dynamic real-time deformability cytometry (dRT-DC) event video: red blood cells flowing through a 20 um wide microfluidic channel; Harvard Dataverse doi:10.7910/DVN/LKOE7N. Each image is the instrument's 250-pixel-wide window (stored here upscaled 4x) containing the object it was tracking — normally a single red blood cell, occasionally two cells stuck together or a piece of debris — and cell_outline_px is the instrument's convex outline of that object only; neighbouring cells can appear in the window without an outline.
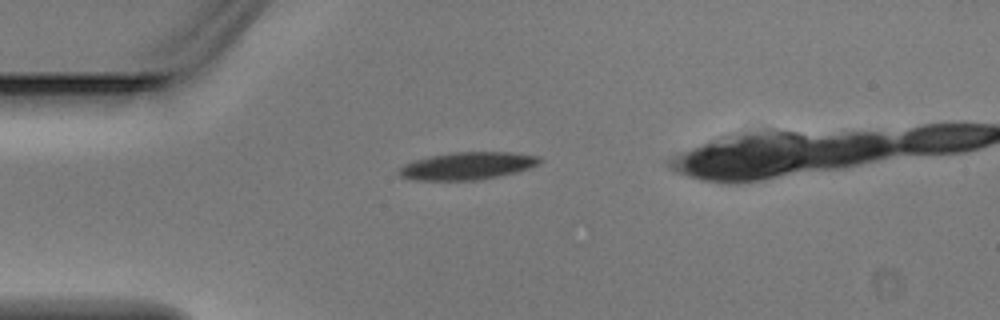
{"species": "Egyptian fruit bat (a non-hibernating species)", "species_latin": "Rousettus aegyptiacus", "temperature_condition": "warm", "stored_images_in_passage": 2, "camera_frame_rate_fps": 3000, "um_per_image_px": 0.085, "animal": {"sex": "male"}, "frame": {"image": 1, "passage_image": 1, "time_ms": 0.0, "image_size_px": [1000, 320], "cell_outline_px": [[540, 160], [536, 164], [528, 168], [516, 172], [476, 180], [416, 180], [400, 176], [400, 168], [404, 164], [412, 160], [452, 152], [508, 152], [540, 156]], "centroid_in_image_um": [39.7, 14.09], "position_along_channel_um": 45.3, "area_um2": 22.14}}